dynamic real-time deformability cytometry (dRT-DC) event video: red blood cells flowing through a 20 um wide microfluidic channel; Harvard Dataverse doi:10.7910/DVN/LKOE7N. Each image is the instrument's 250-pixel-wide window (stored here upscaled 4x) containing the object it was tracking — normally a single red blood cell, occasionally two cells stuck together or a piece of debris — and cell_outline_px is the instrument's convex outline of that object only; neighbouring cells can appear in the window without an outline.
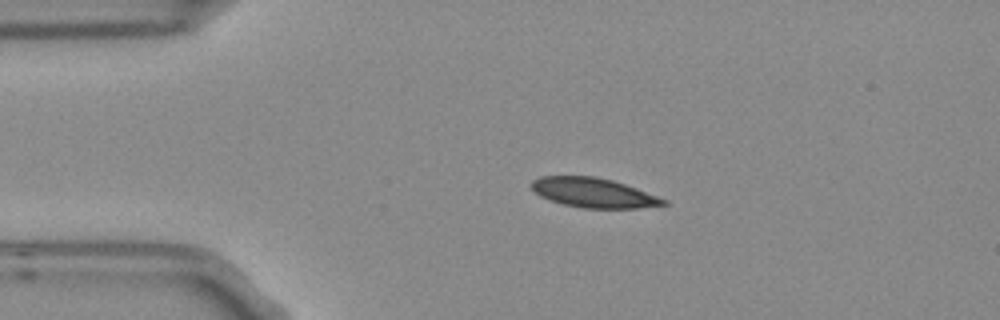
{"species": "Egyptian fruit bat (a non-hibernating species)", "species_latin": "Rousettus aegyptiacus", "temperature_condition": "room temperature", "stored_images_in_passage": 3, "camera_frame_rate_fps": 3000, "um_per_image_px": 0.085, "frame": {"image": 1, "passage_image": 3, "time_ms": 0.667, "image_size_px": [1000, 320], "cell_outline_px": [[668, 204], [636, 208], [584, 208], [564, 204], [540, 196], [532, 188], [532, 180], [540, 176], [596, 176], [612, 180], [636, 188], [668, 200]], "centroid_in_image_um": [50.46, 16.38], "position_along_channel_um": 34.5, "area_um2": 22.48}}